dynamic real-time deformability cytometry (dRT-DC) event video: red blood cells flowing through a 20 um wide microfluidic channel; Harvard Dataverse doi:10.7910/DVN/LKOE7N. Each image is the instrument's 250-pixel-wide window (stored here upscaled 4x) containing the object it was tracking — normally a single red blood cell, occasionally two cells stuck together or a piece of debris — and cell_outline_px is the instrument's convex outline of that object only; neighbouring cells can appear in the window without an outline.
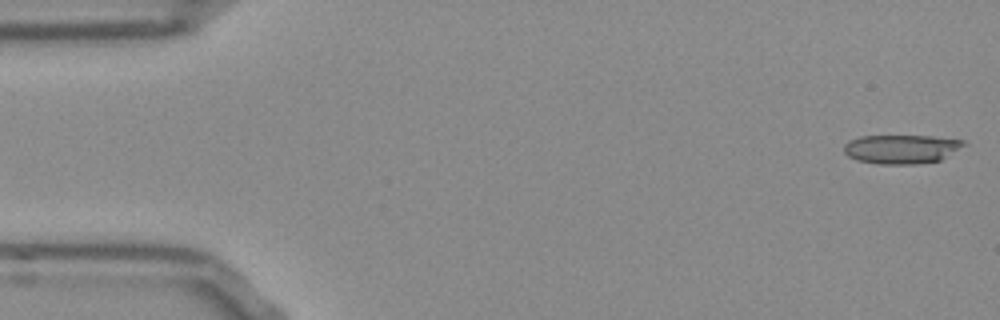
{"species": "Egyptian fruit bat (a non-hibernating species)", "species_latin": "Rousettus aegyptiacus", "temperature_condition": "room temperature", "stored_images_in_passage": 52, "camera_frame_rate_fps": 3000, "um_per_image_px": 0.085, "frame": {"image": 1, "passage_image": 1, "time_ms": 0.0, "image_size_px": [1000, 320], "cell_outline_px": [[968, 144], [940, 160], [916, 164], [876, 164], [856, 160], [848, 156], [844, 152], [844, 144], [848, 140], [860, 136], [932, 136], [964, 140]], "centroid_in_image_um": [76.61, 12.67], "position_along_channel_um": 8.4, "area_um2": 20.4}}
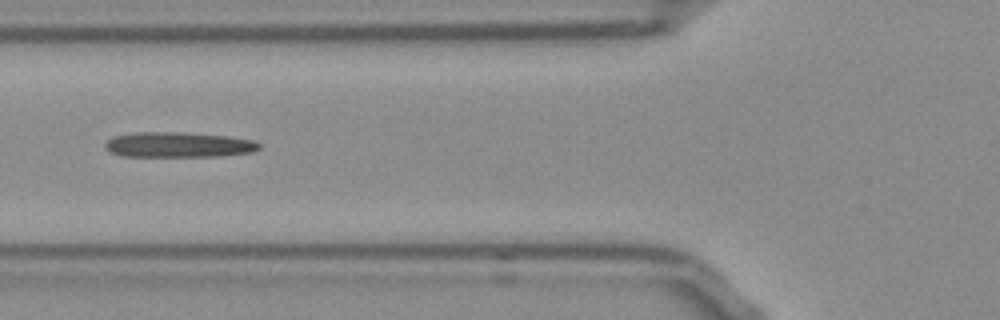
{"frame": {"image": 2, "passage_image": 19, "time_ms": 6.0, "image_size_px": [1000, 320], "cell_outline_px": [[260, 148], [252, 152], [220, 156], [120, 156], [108, 152], [104, 144], [112, 136], [136, 132], [180, 132], [228, 136], [256, 140], [260, 144]], "centroid_in_image_um": [15.15, 12.3], "position_along_channel_um": 110.6, "area_um2": 22.83}}
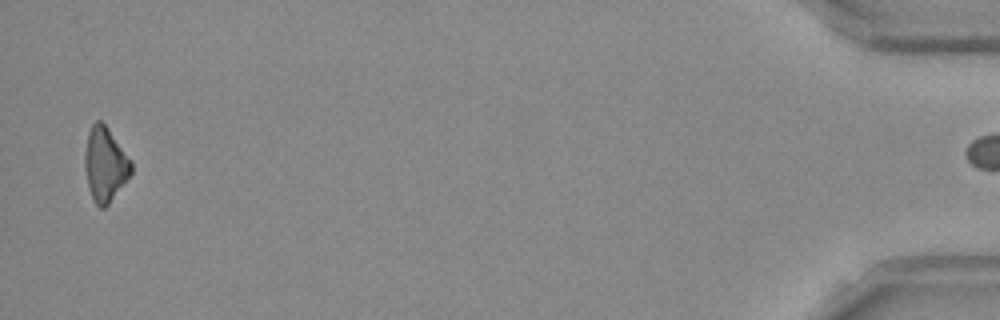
{"frame": {"image": 3, "passage_image": 51, "time_ms": 16.667, "image_size_px": [1000, 320], "cell_outline_px": [[132, 172], [108, 204], [104, 208], [100, 208], [96, 204], [88, 188], [84, 168], [84, 152], [88, 132], [92, 124], [96, 120], [100, 120], [108, 128], [132, 160]], "centroid_in_image_um": [8.92, 13.95], "position_along_channel_um": 426.3, "area_um2": 20.06}}